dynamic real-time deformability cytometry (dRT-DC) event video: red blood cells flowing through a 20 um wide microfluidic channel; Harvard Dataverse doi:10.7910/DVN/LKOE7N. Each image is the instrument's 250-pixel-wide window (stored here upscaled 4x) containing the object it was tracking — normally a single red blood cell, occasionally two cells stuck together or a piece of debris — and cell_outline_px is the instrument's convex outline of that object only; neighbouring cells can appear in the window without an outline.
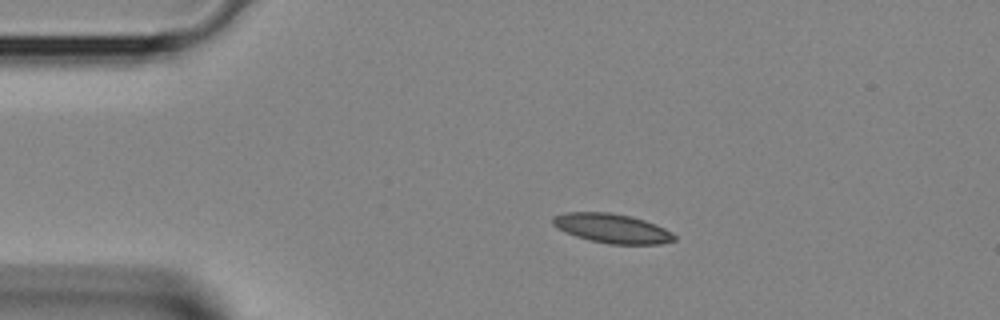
{"species": "Egyptian fruit bat (a non-hibernating species)", "species_latin": "Rousettus aegyptiacus", "temperature_condition": "room temperature", "stored_images_in_passage": 3, "camera_frame_rate_fps": 3000, "um_per_image_px": 0.085, "animal": {"sex": "female"}, "frame": {"image": 1, "passage_image": 2, "time_ms": 0.333, "image_size_px": [1000, 320], "cell_outline_px": [[676, 240], [660, 244], [608, 244], [588, 240], [576, 236], [556, 228], [552, 224], [552, 216], [564, 212], [608, 212], [632, 216], [644, 220], [664, 228], [672, 232], [676, 236]], "centroid_in_image_um": [52.0, 19.41], "position_along_channel_um": 33.0, "area_um2": 20.92}}